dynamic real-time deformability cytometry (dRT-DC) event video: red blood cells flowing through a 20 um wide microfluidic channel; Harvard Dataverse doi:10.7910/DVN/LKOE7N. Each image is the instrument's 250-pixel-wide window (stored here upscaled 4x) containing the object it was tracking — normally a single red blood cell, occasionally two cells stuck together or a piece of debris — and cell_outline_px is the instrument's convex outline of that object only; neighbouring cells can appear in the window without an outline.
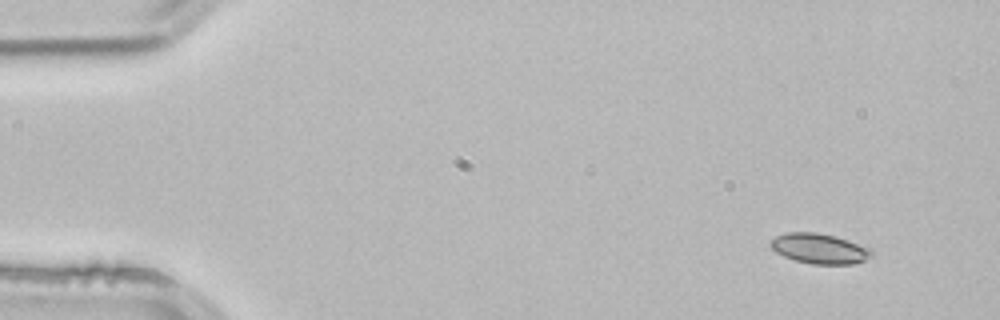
{"species": "common noctule bat (a hibernating species)", "species_latin": "Nyctalus noctula", "temperature_condition": "room temperature", "stored_images_in_passage": 3, "camera_frame_rate_fps": 3000, "um_per_image_px": 0.085, "animal": {"sex": "male", "body_mass_g": 21.5, "forearm_length_mm": 52.0}, "frame": {"image": 1, "passage_image": 1, "time_ms": 0.0, "image_size_px": [1000, 320], "cell_outline_px": [[876, 256], [852, 264], [812, 264], [796, 260], [784, 256], [776, 252], [768, 244], [776, 236], [788, 232], [816, 232], [836, 236], [872, 248]], "centroid_in_image_um": [69.71, 21.13], "position_along_channel_um": 15.3, "area_um2": 17.92}}
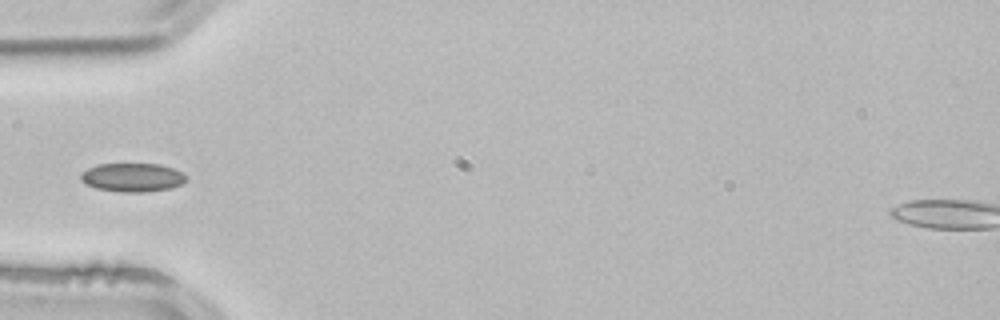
{"frame": {"image": 2, "passage_image": 3, "time_ms": 0.667, "image_size_px": [1000, 320], "cell_outline_px": [[184, 180], [180, 184], [172, 188], [144, 192], [120, 192], [96, 188], [80, 180], [80, 172], [96, 164], [160, 164], [172, 168], [180, 172], [184, 176]], "centroid_in_image_um": [11.19, 15.08], "position_along_channel_um": 73.8, "area_um2": 17.46}}